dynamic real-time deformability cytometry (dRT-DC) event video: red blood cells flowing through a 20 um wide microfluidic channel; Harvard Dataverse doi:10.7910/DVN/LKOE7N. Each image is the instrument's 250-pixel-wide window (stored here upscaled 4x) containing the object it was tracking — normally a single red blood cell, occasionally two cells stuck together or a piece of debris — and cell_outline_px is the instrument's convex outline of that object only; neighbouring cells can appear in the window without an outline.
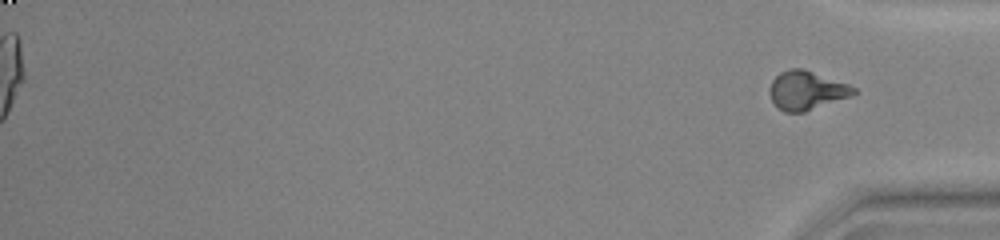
{"species": "common noctule bat (a hibernating species)", "species_latin": "Nyctalus noctula", "temperature_condition": "warm", "stored_images_in_passage": 39, "segment_of_instrument_passage": [2, 2], "camera_frame_rate_fps": 3000, "um_per_image_px": 0.085, "animal": {"sex": "female", "body_mass_g": 23.0, "forearm_length_mm": 53.4}, "frame": {"image": 1, "passage_image": 39, "time_ms": 12.667, "image_size_px": [1000, 240], "cell_outline_px": [[856, 92], [852, 96], [804, 112], [784, 112], [776, 108], [768, 92], [772, 80], [780, 72], [792, 68], [804, 68], [848, 84], [856, 88]], "centroid_in_image_um": [68.54, 7.69], "position_along_channel_um": 366.7, "area_um2": 19.13}}